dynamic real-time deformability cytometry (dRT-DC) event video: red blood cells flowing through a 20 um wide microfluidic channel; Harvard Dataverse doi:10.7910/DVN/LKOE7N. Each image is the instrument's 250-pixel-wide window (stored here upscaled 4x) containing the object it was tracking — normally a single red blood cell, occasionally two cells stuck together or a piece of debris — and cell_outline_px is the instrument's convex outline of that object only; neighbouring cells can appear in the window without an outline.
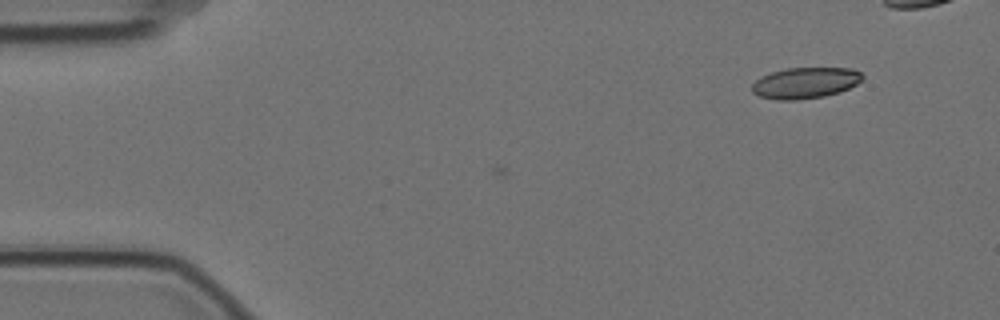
{"species": "Egyptian fruit bat (a non-hibernating species)", "species_latin": "Rousettus aegyptiacus", "temperature_condition": "cold", "stored_images_in_passage": 10, "camera_frame_rate_fps": 3000, "um_per_image_px": 0.085, "animal": {"sex": "female"}, "frame": {"image": 1, "passage_image": 10, "time_ms": 3.0, "image_size_px": [1000, 320], "cell_outline_px": [[864, 80], [840, 92], [824, 96], [796, 100], [776, 100], [760, 96], [752, 92], [752, 84], [760, 76], [772, 72], [788, 68], [852, 68], [860, 72], [864, 76]], "centroid_in_image_um": [68.46, 7.04], "position_along_channel_um": 16.5, "area_um2": 20.06}}